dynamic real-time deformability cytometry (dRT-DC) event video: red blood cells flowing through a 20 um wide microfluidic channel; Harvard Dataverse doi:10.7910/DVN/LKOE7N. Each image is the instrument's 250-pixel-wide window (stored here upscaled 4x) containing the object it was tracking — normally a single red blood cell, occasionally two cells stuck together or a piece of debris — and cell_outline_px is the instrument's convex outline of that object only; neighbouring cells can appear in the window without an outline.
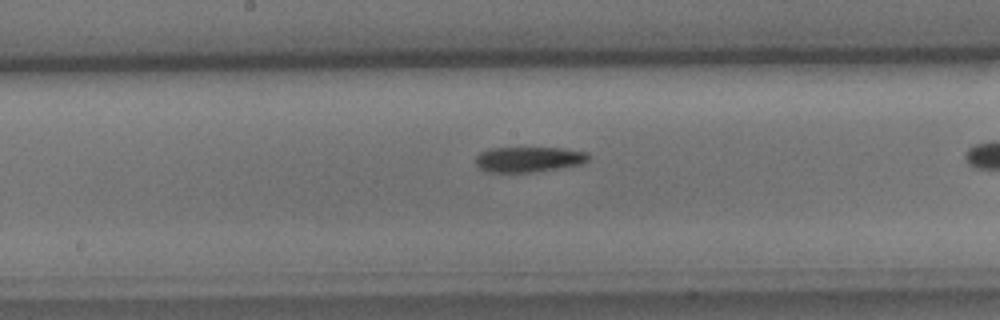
{"species": "common noctule bat (a hibernating species)", "species_latin": "Nyctalus noctula", "temperature_condition": "cold", "stored_images_in_passage": 33, "camera_frame_rate_fps": 3000, "um_per_image_px": 0.085, "animal": {"sex": "male", "body_mass_g": 15.6}, "frame": {"image": 1, "passage_image": 19, "time_ms": 6.0, "image_size_px": [1000, 320], "cell_outline_px": [[592, 156], [584, 164], [560, 168], [532, 172], [484, 172], [476, 164], [476, 156], [480, 152], [492, 148], [564, 148], [588, 152]], "centroid_in_image_um": [44.99, 13.54], "position_along_channel_um": 203.2, "area_um2": 16.88}}